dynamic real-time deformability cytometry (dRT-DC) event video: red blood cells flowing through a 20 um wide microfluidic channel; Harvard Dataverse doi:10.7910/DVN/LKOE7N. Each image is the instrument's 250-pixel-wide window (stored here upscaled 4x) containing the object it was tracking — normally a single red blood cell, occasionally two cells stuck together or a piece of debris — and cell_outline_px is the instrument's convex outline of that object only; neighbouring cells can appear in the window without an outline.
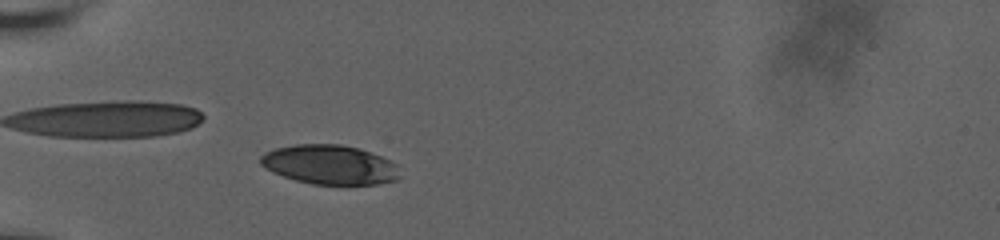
{"species": "human", "species_latin": "Homo sapiens", "temperature_condition": "room temperature", "stored_images_in_passage": 46, "camera_frame_rate_fps": 3000, "um_per_image_px": 0.085, "donor": {"sex": "male"}, "frame": {"image": 1, "passage_image": 5, "time_ms": 2.333, "image_size_px": [1000, 240], "cell_outline_px": [[400, 176], [396, 180], [376, 184], [312, 184], [296, 180], [272, 172], [264, 168], [260, 164], [260, 156], [264, 152], [276, 148], [296, 144], [340, 144], [360, 148], [380, 156], [396, 164]], "centroid_in_image_um": [28.0, 13.99], "position_along_channel_um": 57.0, "area_um2": 31.91}}
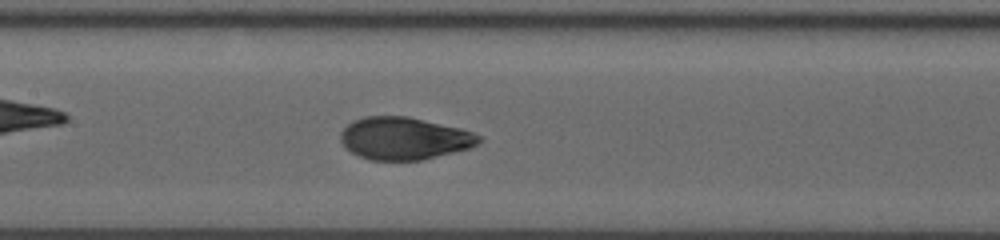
{"frame": {"image": 2, "passage_image": 16, "time_ms": 6.0, "image_size_px": [1000, 240], "cell_outline_px": [[484, 140], [468, 148], [420, 160], [368, 160], [344, 148], [340, 140], [340, 132], [352, 120], [364, 116], [408, 116], [460, 128], [484, 136]], "centroid_in_image_um": [34.33, 11.75], "position_along_channel_um": 173.1, "area_um2": 34.28}}
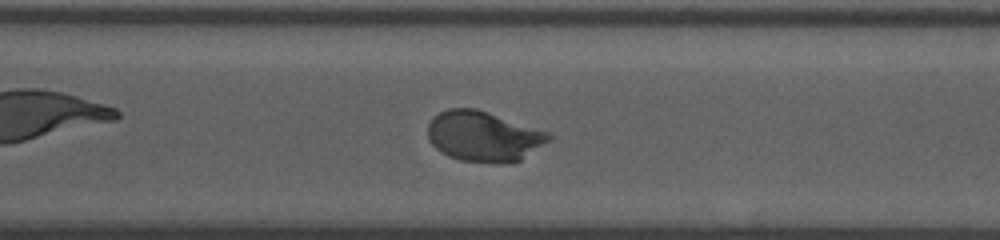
{"frame": {"image": 3, "passage_image": 29, "time_ms": 10.333, "image_size_px": [1000, 240], "cell_outline_px": [[556, 136], [552, 140], [520, 160], [500, 164], [496, 164], [460, 160], [448, 156], [440, 152], [428, 140], [428, 124], [440, 112], [448, 108], [476, 108], [548, 132]], "centroid_in_image_um": [41.13, 11.6], "position_along_channel_um": 329.5, "area_um2": 35.6}, "authors_computed_cell_mechanics": {"area_um2": 34.9979, "velocity_mm_per_s": 3.6321, "shape_relaxation_time_tau1_ms": 4.2237, "shape_relaxation_time_tau2_ms": null, "deformation_change_tau1": 0.1899, "deformation_change_tau2": null}}